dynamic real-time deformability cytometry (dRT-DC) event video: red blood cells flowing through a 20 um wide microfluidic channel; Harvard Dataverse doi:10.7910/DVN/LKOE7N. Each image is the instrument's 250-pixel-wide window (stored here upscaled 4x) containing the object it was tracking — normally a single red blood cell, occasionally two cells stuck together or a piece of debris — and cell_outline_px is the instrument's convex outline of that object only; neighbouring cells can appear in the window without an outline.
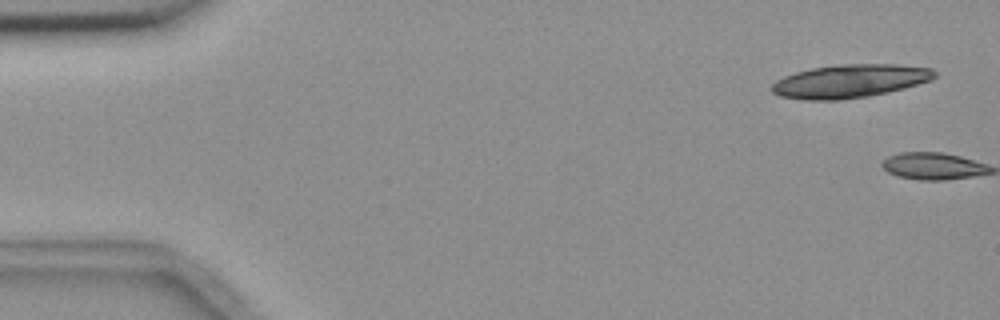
{"species": "common noctule bat (a hibernating species)", "species_latin": "Nyctalus noctula", "temperature_condition": "room temperature", "stored_images_in_passage": 2, "camera_frame_rate_fps": 3000, "um_per_image_px": 0.085, "animal": {"sex": "female", "body_mass_g": 18.4}, "frame": {"image": 1, "passage_image": 1, "time_ms": 0.0, "image_size_px": [1000, 320], "cell_outline_px": [[936, 76], [932, 80], [904, 88], [888, 92], [868, 96], [840, 100], [804, 100], [780, 96], [772, 92], [768, 88], [776, 80], [784, 76], [796, 72], [812, 68], [840, 64], [896, 64], [932, 68], [936, 72]], "centroid_in_image_um": [72.23, 6.89], "position_along_channel_um": 12.8, "area_um2": 31.79}}